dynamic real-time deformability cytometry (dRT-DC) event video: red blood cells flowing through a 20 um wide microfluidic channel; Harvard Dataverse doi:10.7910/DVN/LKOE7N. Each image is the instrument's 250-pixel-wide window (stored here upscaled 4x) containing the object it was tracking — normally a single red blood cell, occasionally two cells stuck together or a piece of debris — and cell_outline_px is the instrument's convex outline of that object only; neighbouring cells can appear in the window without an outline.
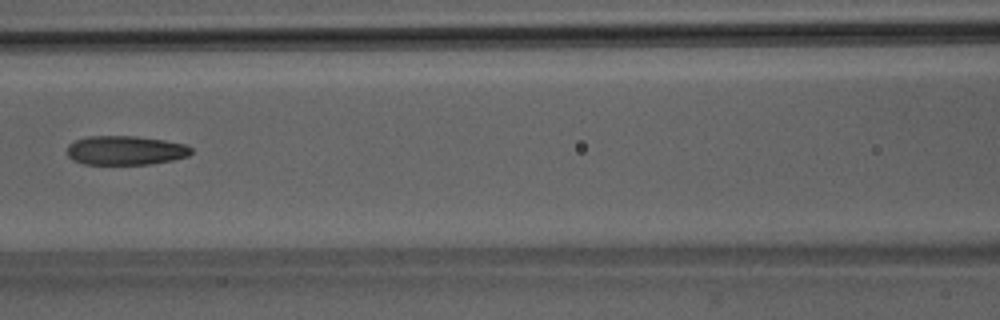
{"species": "Egyptian fruit bat (a non-hibernating species)", "species_latin": "Rousettus aegyptiacus", "temperature_condition": "room temperature", "stored_images_in_passage": 6, "camera_frame_rate_fps": 3000, "um_per_image_px": 0.085, "animal": {"sex": "male"}, "frame": {"image": 1, "passage_image": 5, "time_ms": 4.333, "image_size_px": [1000, 320], "cell_outline_px": [[192, 152], [188, 156], [172, 160], [152, 164], [84, 164], [72, 160], [68, 156], [68, 144], [76, 140], [88, 136], [136, 136], [164, 140], [184, 144], [192, 148]], "centroid_in_image_um": [10.66, 12.78], "position_along_channel_um": 155.9, "area_um2": 21.1}}